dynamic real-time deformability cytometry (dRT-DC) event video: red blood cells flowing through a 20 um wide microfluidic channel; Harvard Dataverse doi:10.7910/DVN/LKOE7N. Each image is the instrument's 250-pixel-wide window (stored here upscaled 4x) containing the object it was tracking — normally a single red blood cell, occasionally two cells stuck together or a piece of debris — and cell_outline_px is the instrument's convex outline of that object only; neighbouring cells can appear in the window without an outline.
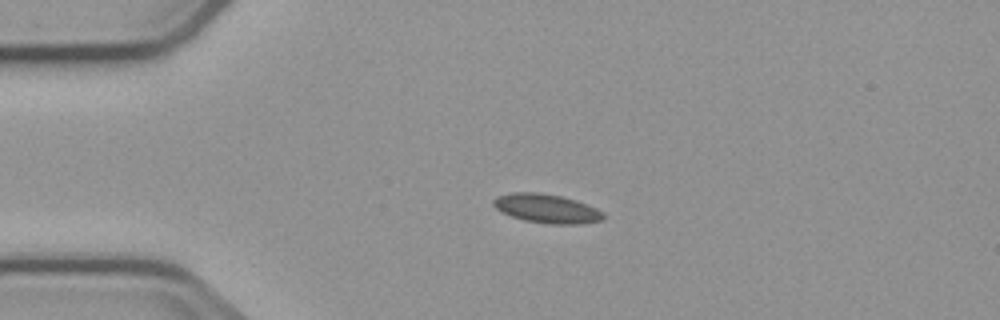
{"species": "common noctule bat (a hibernating species)", "species_latin": "Nyctalus noctula", "temperature_condition": "cold", "stored_images_in_passage": 2, "camera_frame_rate_fps": 3000, "um_per_image_px": 0.085, "animal": {"sex": "male", "body_mass_g": 23.1, "forearm_length_mm": 52.7}, "frame": {"image": 1, "passage_image": 1, "time_ms": 0.0, "image_size_px": [1000, 320], "cell_outline_px": [[604, 220], [580, 224], [548, 224], [524, 220], [512, 216], [496, 208], [492, 204], [492, 200], [496, 196], [512, 192], [540, 192], [560, 196], [576, 200], [596, 208], [604, 212]], "centroid_in_image_um": [46.48, 17.72], "position_along_channel_um": 38.5, "area_um2": 18.61}}